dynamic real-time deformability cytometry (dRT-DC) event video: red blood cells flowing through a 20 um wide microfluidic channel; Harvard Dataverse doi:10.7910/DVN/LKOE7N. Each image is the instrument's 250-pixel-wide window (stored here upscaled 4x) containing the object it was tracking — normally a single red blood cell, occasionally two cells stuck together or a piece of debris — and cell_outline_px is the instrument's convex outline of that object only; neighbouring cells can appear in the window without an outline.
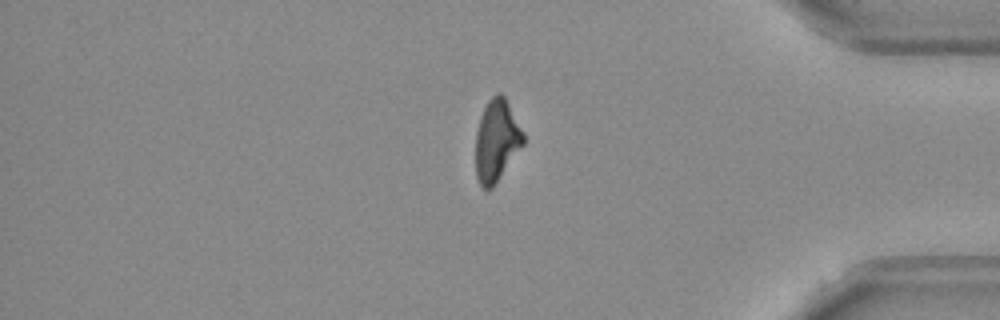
{"species": "Egyptian fruit bat (a non-hibernating species)", "species_latin": "Rousettus aegyptiacus", "temperature_condition": "warm", "stored_images_in_passage": 47, "segment_of_instrument_passage": [2, 2], "camera_frame_rate_fps": 3000, "um_per_image_px": 0.085, "frame": {"image": 1, "passage_image": 47, "time_ms": 15.333, "image_size_px": [1000, 320], "cell_outline_px": [[524, 144], [492, 188], [484, 188], [480, 184], [476, 176], [476, 132], [480, 116], [488, 100], [496, 92], [500, 92], [504, 96], [524, 132]], "centroid_in_image_um": [42.21, 11.92], "position_along_channel_um": 393.0, "area_um2": 22.6}}